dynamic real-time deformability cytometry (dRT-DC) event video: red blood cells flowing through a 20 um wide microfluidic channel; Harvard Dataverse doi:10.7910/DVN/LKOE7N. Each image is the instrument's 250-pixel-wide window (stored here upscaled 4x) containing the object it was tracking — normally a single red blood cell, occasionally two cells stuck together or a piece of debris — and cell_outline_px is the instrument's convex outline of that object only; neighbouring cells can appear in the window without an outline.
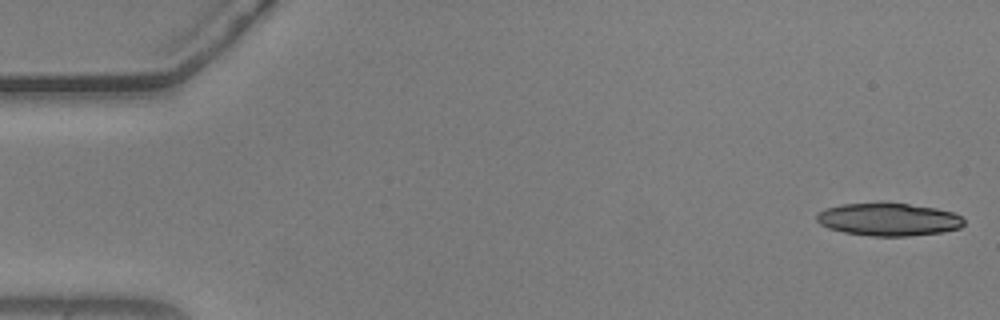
{"species": "common noctule bat (a hibernating species)", "species_latin": "Nyctalus noctula", "temperature_condition": "warm", "stored_images_in_passage": 12, "camera_frame_rate_fps": 3000, "um_per_image_px": 0.085, "animal": {"sex": "male", "body_mass_g": 20.5, "forearm_length_mm": 52.5}, "frame": {"image": 1, "passage_image": 1, "time_ms": 0.0, "image_size_px": [1000, 320], "cell_outline_px": [[964, 224], [960, 228], [944, 232], [908, 236], [872, 236], [844, 232], [828, 228], [820, 224], [816, 220], [816, 212], [840, 204], [880, 200], [884, 200], [936, 208], [956, 212], [964, 220]], "centroid_in_image_um": [75.52, 18.61], "position_along_channel_um": 9.5, "area_um2": 29.07}}